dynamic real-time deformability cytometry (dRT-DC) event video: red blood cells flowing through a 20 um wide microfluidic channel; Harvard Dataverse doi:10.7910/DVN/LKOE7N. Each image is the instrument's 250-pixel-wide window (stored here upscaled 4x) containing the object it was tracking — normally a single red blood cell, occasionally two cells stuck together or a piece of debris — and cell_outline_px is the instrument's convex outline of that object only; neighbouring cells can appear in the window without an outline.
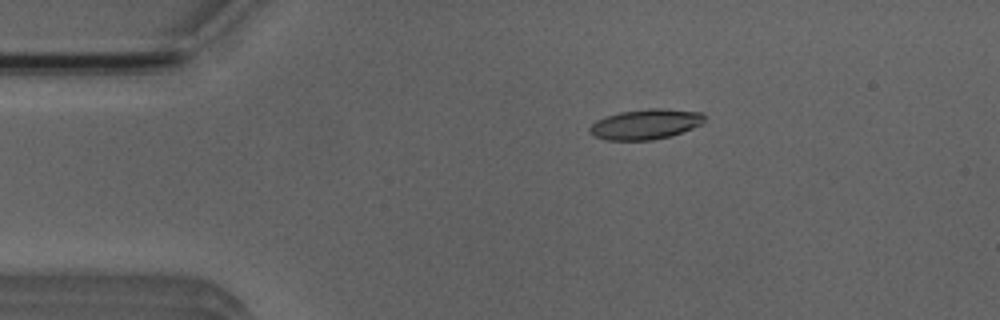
{"species": "Egyptian fruit bat (a non-hibernating species)", "species_latin": "Rousettus aegyptiacus", "temperature_condition": "room temperature", "stored_images_in_passage": 6, "camera_frame_rate_fps": 3000, "um_per_image_px": 0.085, "animal": {"sex": "male"}, "frame": {"image": 1, "passage_image": 3, "time_ms": 2.333, "image_size_px": [1000, 320], "cell_outline_px": [[704, 124], [672, 136], [652, 140], [608, 140], [596, 136], [588, 128], [596, 120], [604, 116], [620, 112], [648, 108], [664, 108], [704, 112]], "centroid_in_image_um": [54.93, 10.54], "position_along_channel_um": 30.1, "area_um2": 20.4}}